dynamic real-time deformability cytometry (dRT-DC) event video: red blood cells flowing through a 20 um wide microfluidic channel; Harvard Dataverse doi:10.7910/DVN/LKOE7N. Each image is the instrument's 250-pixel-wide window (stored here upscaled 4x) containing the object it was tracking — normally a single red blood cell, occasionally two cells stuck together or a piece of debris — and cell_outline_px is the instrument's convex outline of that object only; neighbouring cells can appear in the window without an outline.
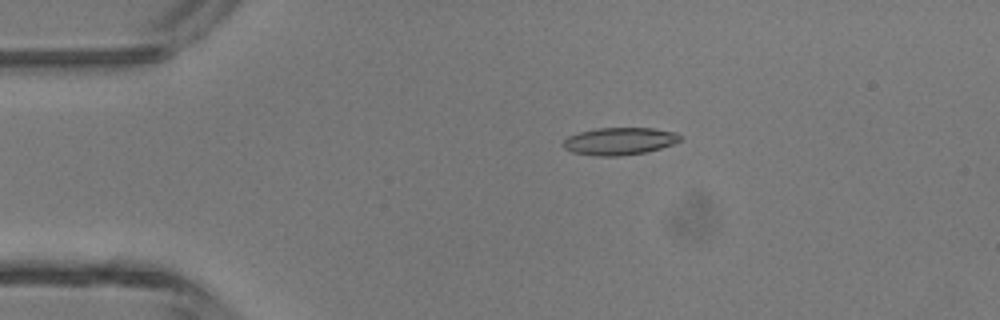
{"species": "common noctule bat (a hibernating species)", "species_latin": "Nyctalus noctula", "temperature_condition": "room temperature", "stored_images_in_passage": 4, "camera_frame_rate_fps": 3000, "um_per_image_px": 0.085, "animal": {"sex": "male", "body_mass_g": 13.3}, "frame": {"image": 1, "passage_image": 3, "time_ms": 0.667, "image_size_px": [1000, 320], "cell_outline_px": [[684, 136], [680, 140], [672, 144], [660, 148], [644, 152], [620, 156], [596, 156], [572, 152], [564, 148], [560, 144], [568, 136], [580, 132], [596, 128], [652, 128], [676, 132]], "centroid_in_image_um": [52.64, 12.0], "position_along_channel_um": 32.4, "area_um2": 18.73}}